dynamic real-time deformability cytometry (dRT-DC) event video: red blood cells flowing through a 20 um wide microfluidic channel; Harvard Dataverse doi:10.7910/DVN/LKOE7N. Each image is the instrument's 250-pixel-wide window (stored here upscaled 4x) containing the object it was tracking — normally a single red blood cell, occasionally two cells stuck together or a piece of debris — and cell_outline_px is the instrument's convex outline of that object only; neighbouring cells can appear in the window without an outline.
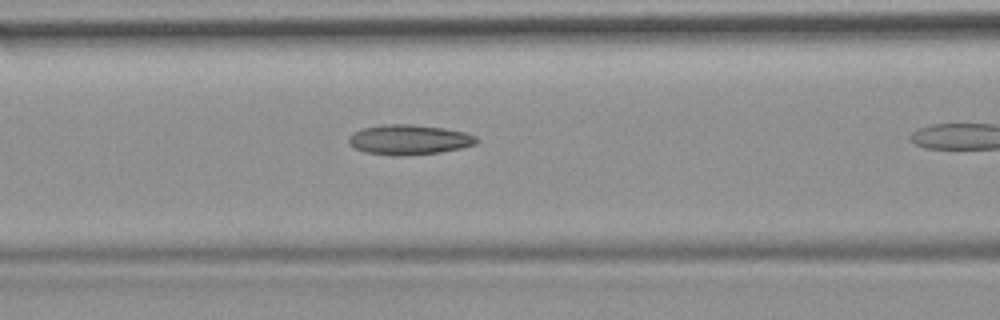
{"species": "common noctule bat (a hibernating species)", "species_latin": "Nyctalus noctula", "temperature_condition": "room temperature", "stored_images_in_passage": 5, "camera_frame_rate_fps": 3000, "um_per_image_px": 0.085, "animal": {"sex": "female", "body_mass_g": 19.9}, "frame": {"image": 1, "passage_image": 4, "time_ms": 1.0, "image_size_px": [1000, 320], "cell_outline_px": [[480, 140], [476, 144], [460, 148], [440, 152], [404, 156], [396, 156], [364, 152], [348, 144], [348, 136], [364, 128], [384, 124], [412, 124], [444, 128], [464, 132], [476, 136]], "centroid_in_image_um": [34.78, 11.88], "position_along_channel_um": 131.8, "area_um2": 22.37}}